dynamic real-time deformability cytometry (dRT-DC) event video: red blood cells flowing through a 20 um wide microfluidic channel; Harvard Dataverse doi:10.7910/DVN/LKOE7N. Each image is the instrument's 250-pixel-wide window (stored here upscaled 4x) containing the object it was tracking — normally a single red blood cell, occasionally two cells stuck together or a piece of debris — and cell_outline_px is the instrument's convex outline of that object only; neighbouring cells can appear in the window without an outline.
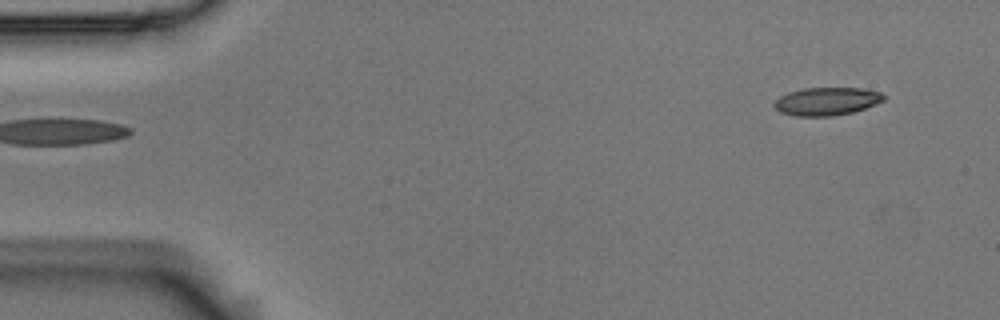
{"species": "Egyptian fruit bat (a non-hibernating species)", "species_latin": "Rousettus aegyptiacus", "temperature_condition": "room temperature", "stored_images_in_passage": 4, "camera_frame_rate_fps": 3000, "um_per_image_px": 0.085, "animal": {"sex": "male"}, "frame": {"image": 1, "passage_image": 4, "time_ms": 1.0, "image_size_px": [1000, 320], "cell_outline_px": [[888, 96], [884, 100], [876, 104], [852, 112], [832, 116], [796, 116], [780, 112], [772, 104], [780, 96], [788, 92], [804, 88], [864, 88], [880, 92]], "centroid_in_image_um": [70.29, 8.6], "position_along_channel_um": 14.7, "area_um2": 17.92}}